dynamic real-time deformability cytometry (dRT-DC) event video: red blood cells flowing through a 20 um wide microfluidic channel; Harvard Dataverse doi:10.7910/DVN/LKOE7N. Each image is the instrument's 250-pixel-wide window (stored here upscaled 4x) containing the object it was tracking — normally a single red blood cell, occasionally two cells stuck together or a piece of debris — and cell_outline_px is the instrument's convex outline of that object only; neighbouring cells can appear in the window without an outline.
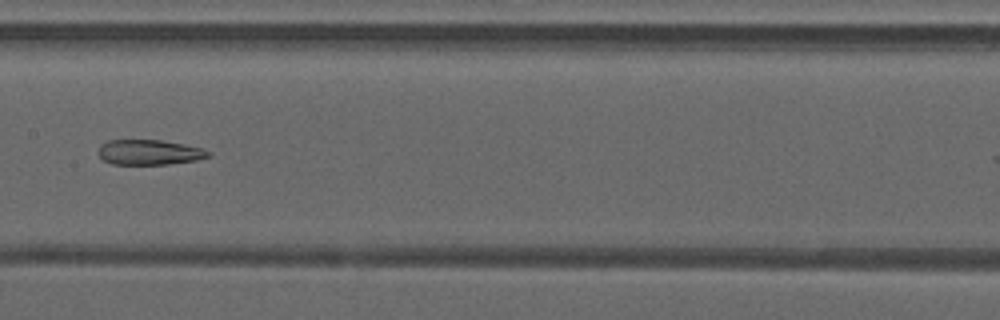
{"species": "common noctule bat (a hibernating species)", "species_latin": "Nyctalus noctula", "temperature_condition": "warm", "stored_images_in_passage": 45, "camera_frame_rate_fps": 3000, "um_per_image_px": 0.085, "animal": {"sex": "male", "forearm_length_mm": 52.5}, "frame": {"image": 1, "passage_image": 25, "time_ms": 8.0, "image_size_px": [1000, 320], "cell_outline_px": [[212, 156], [196, 160], [168, 164], [112, 164], [104, 160], [96, 152], [100, 144], [108, 140], [160, 140], [184, 144], [204, 148], [212, 152]], "centroid_in_image_um": [12.71, 12.94], "position_along_channel_um": 194.7, "area_um2": 16.3}}
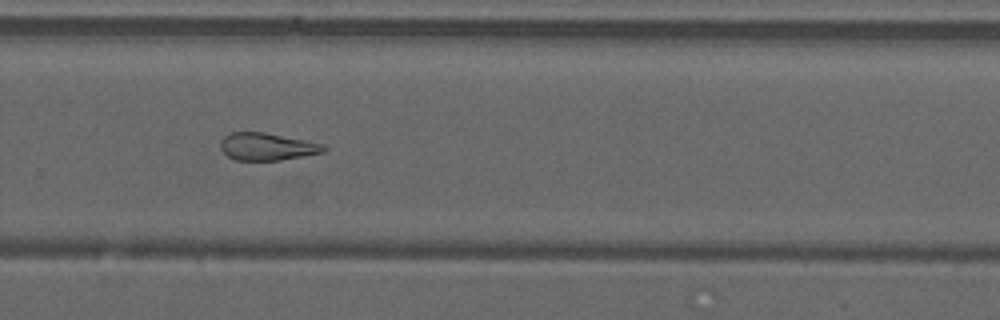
{"frame": {"image": 2, "passage_image": 33, "time_ms": 10.667, "image_size_px": [1000, 320], "cell_outline_px": [[328, 148], [324, 152], [304, 156], [280, 160], [236, 160], [228, 156], [220, 148], [220, 140], [228, 132], [264, 132], [324, 144]], "centroid_in_image_um": [22.69, 12.46], "position_along_channel_um": 307.1, "area_um2": 16.53}}
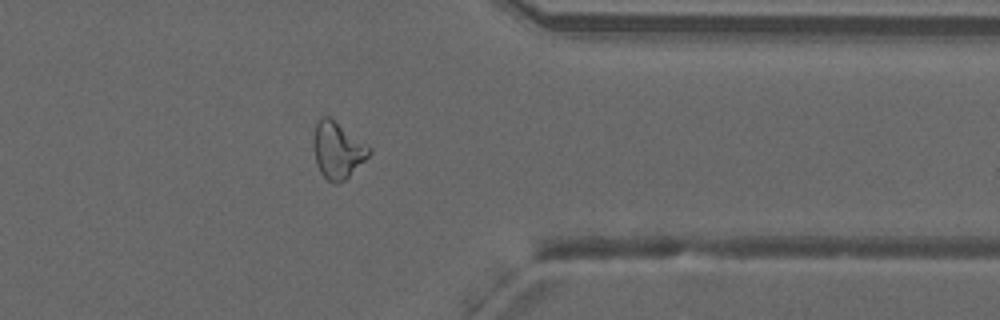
{"frame": {"image": 3, "passage_image": 39, "time_ms": 12.667, "image_size_px": [1000, 320], "cell_outline_px": [[372, 152], [344, 180], [336, 184], [332, 184], [320, 172], [316, 164], [312, 144], [312, 140], [316, 124], [320, 116], [328, 116], [372, 148]], "centroid_in_image_um": [28.66, 12.76], "position_along_channel_um": 382.7, "area_um2": 18.21}, "authors_computed_cell_mechanics": {"area_um2": 18.9584, "velocity_mm_per_s": 4.2355, "shape_relaxation_time_tau1_ms": null, "shape_relaxation_time_tau2_ms": 4.286, "deformation_change_tau1": null, "deformation_change_tau2": 0.1403}}